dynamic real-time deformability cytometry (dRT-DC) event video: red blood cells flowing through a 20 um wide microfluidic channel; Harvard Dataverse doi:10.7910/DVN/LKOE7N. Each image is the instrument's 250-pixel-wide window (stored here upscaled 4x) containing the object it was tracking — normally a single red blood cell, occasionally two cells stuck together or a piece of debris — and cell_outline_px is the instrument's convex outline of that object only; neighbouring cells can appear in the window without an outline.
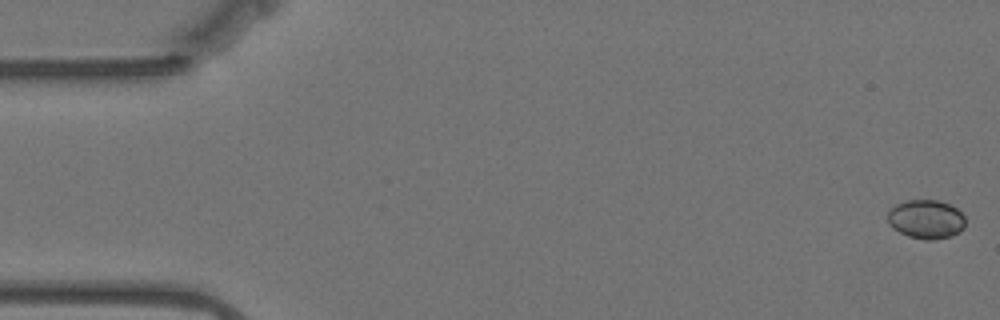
{"species": "Egyptian fruit bat (a non-hibernating species)", "species_latin": "Rousettus aegyptiacus", "temperature_condition": "warm", "stored_images_in_passage": 10, "camera_frame_rate_fps": 3000, "um_per_image_px": 0.085, "animal": {"sex": "female"}, "frame": {"image": 1, "passage_image": 1, "time_ms": 0.0, "image_size_px": [1000, 320], "cell_outline_px": [[964, 228], [960, 232], [952, 236], [932, 240], [924, 240], [908, 236], [892, 228], [888, 224], [888, 212], [896, 204], [904, 200], [940, 200], [956, 208], [964, 216]], "centroid_in_image_um": [78.71, 18.64], "position_along_channel_um": 6.3, "area_um2": 17.74}}